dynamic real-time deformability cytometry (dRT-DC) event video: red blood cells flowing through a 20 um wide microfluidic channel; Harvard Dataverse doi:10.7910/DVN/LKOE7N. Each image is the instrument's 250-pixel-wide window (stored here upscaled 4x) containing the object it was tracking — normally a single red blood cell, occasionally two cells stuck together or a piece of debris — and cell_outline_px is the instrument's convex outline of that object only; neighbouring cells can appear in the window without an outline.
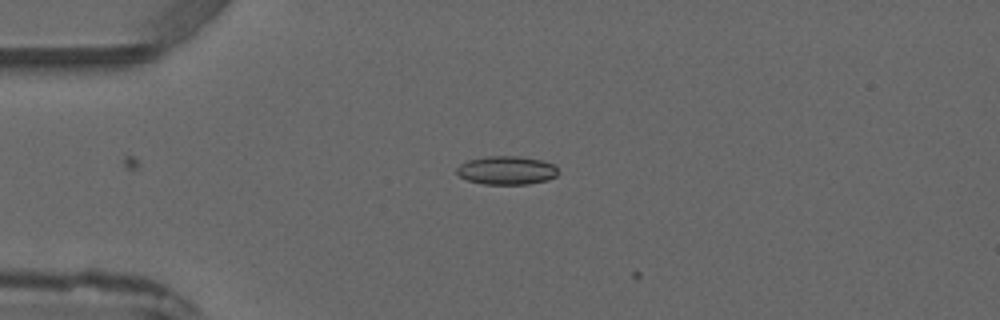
{"species": "common noctule bat (a hibernating species)", "species_latin": "Nyctalus noctula", "temperature_condition": "warm", "stored_images_in_passage": 4, "camera_frame_rate_fps": 3000, "um_per_image_px": 0.085, "animal": {"sex": "male", "forearm_length_mm": 52.5}, "frame": {"image": 1, "passage_image": 3, "time_ms": 2.333, "image_size_px": [1000, 320], "cell_outline_px": [[556, 176], [548, 180], [528, 184], [484, 184], [468, 180], [460, 176], [456, 172], [456, 168], [460, 164], [468, 160], [488, 156], [520, 156], [540, 160], [556, 164]], "centroid_in_image_um": [43.06, 14.47], "position_along_channel_um": 41.9, "area_um2": 16.82}}